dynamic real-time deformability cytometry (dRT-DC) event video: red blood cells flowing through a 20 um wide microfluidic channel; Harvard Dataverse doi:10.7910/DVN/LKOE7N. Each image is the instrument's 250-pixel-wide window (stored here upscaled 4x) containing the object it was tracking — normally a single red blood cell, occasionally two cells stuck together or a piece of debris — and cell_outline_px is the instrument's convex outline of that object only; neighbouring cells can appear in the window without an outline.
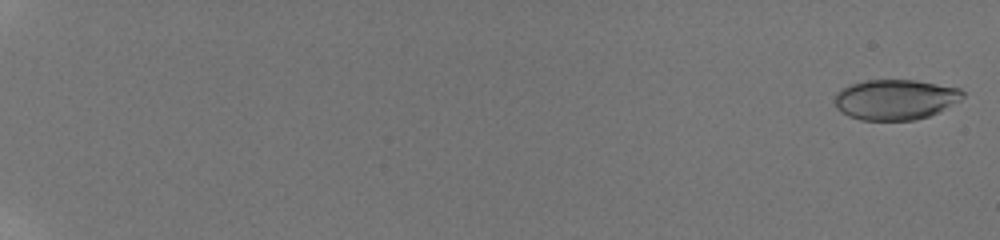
{"species": "human", "species_latin": "Homo sapiens", "temperature_condition": "room temperature", "stored_images_in_passage": 57, "camera_frame_rate_fps": 3000, "um_per_image_px": 0.085, "donor": {"sex": "male"}, "frame": {"image": 1, "passage_image": 2, "time_ms": 0.333, "image_size_px": [1000, 240], "cell_outline_px": [[964, 96], [960, 100], [928, 116], [916, 120], [860, 120], [848, 116], [840, 112], [836, 108], [836, 92], [840, 88], [852, 84], [868, 80], [916, 80], [960, 88], [964, 92]], "centroid_in_image_um": [76.08, 8.46], "position_along_channel_um": 8.9, "area_um2": 30.0}}
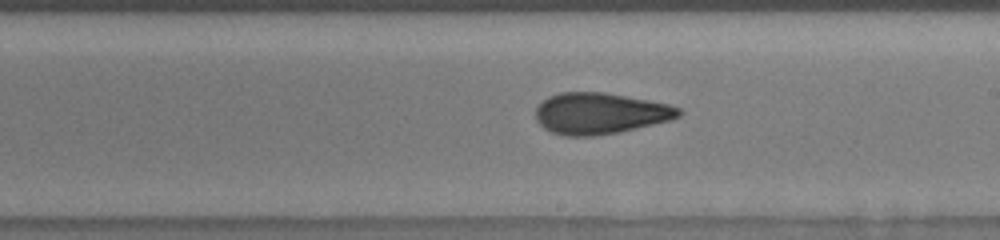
{"frame": {"image": 2, "passage_image": 39, "time_ms": 12.667, "image_size_px": [1000, 240], "cell_outline_px": [[684, 112], [680, 116], [672, 120], [620, 132], [592, 136], [564, 136], [552, 132], [544, 128], [536, 120], [536, 108], [548, 96], [560, 92], [604, 92], [668, 104], [680, 108]], "centroid_in_image_um": [51.02, 9.64], "position_along_channel_um": 238.0, "area_um2": 34.45}}
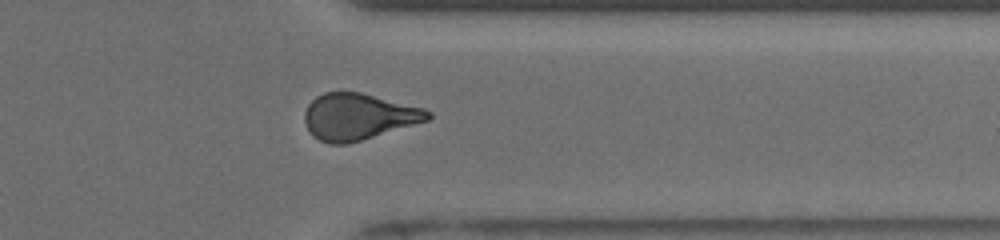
{"frame": {"image": 3, "passage_image": 50, "time_ms": 16.333, "image_size_px": [1000, 240], "cell_outline_px": [[432, 116], [428, 120], [348, 144], [328, 144], [312, 136], [304, 120], [304, 112], [308, 104], [316, 96], [324, 92], [360, 92], [424, 108], [432, 112]], "centroid_in_image_um": [30.44, 9.91], "position_along_channel_um": 381.0, "area_um2": 33.23}}